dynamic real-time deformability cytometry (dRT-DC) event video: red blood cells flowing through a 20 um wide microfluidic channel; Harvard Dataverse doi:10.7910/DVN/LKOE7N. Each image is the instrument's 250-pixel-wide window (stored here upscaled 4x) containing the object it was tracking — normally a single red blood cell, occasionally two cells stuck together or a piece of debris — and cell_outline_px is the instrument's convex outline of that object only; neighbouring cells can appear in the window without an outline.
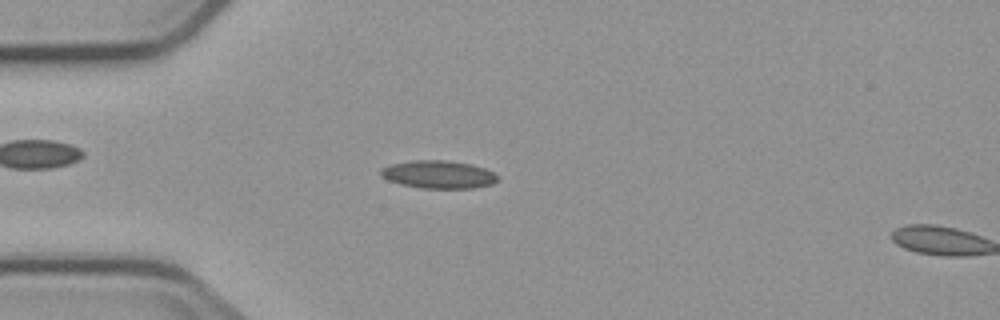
{"species": "common noctule bat (a hibernating species)", "species_latin": "Nyctalus noctula", "temperature_condition": "cold", "stored_images_in_passage": 4, "camera_frame_rate_fps": 3000, "um_per_image_px": 0.085, "animal": {"sex": "male", "body_mass_g": 23.1, "forearm_length_mm": 52.7}, "frame": {"image": 1, "passage_image": 3, "time_ms": 2.333, "image_size_px": [1000, 320], "cell_outline_px": [[496, 180], [492, 184], [472, 188], [420, 188], [400, 184], [388, 180], [380, 172], [380, 168], [392, 164], [412, 160], [444, 160], [468, 164], [484, 168], [492, 172], [496, 176]], "centroid_in_image_um": [37.23, 14.83], "position_along_channel_um": 47.8, "area_um2": 18.67}}